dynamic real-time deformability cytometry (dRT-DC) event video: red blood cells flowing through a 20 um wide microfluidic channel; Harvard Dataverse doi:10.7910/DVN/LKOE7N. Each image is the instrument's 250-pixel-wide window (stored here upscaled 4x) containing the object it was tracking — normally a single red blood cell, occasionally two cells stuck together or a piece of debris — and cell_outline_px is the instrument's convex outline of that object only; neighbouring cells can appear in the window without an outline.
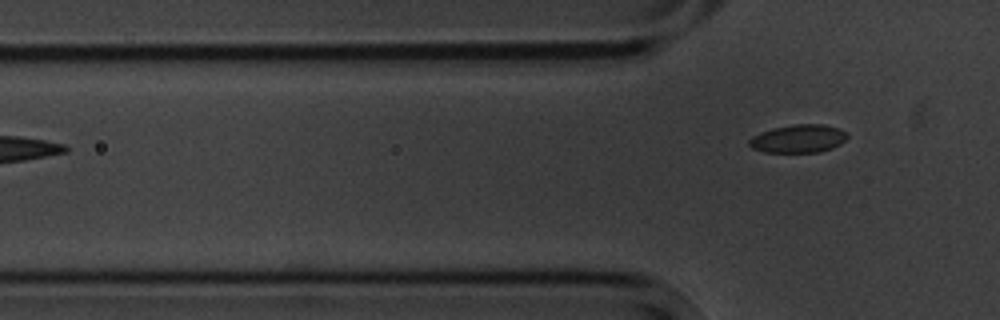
{"species": "common noctule bat (a hibernating species)", "species_latin": "Nyctalus noctula", "temperature_condition": "cold", "stored_images_in_passage": 4, "camera_frame_rate_fps": 3000, "um_per_image_px": 0.085, "animal": {"sex": "male", "body_mass_g": 20.1, "forearm_length_mm": 53.5}, "frame": {"image": 1, "passage_image": 4, "time_ms": 3.667, "image_size_px": [1000, 320], "cell_outline_px": [[848, 136], [840, 144], [832, 148], [820, 152], [764, 152], [752, 148], [748, 144], [748, 140], [752, 136], [760, 132], [772, 128], [792, 124], [824, 124], [840, 128]], "centroid_in_image_um": [67.84, 11.78], "position_along_channel_um": 58.0, "area_um2": 16.18}}